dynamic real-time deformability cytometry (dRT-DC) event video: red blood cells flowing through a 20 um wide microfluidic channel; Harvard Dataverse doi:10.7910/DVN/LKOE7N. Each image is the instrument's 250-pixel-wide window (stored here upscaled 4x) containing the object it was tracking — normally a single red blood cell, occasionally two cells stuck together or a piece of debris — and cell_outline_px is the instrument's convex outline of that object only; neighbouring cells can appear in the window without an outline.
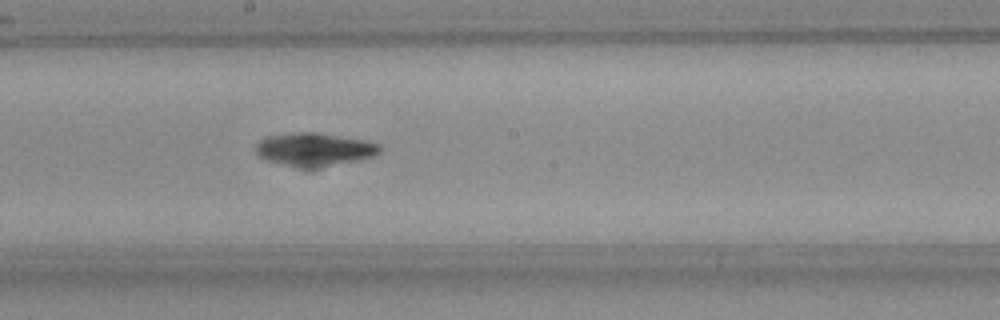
{"species": "Egyptian fruit bat (a non-hibernating species)", "species_latin": "Rousettus aegyptiacus", "temperature_condition": "room temperature", "stored_images_in_passage": 10, "camera_frame_rate_fps": 3000, "um_per_image_px": 0.085, "frame": {"image": 1, "passage_image": 10, "time_ms": 3.0, "image_size_px": [1000, 320], "cell_outline_px": [[380, 152], [372, 156], [356, 160], [312, 168], [304, 168], [264, 160], [256, 152], [256, 144], [260, 140], [268, 136], [288, 132], [320, 132], [364, 140], [380, 144]], "centroid_in_image_um": [26.68, 12.67], "position_along_channel_um": 221.5, "area_um2": 23.81}}